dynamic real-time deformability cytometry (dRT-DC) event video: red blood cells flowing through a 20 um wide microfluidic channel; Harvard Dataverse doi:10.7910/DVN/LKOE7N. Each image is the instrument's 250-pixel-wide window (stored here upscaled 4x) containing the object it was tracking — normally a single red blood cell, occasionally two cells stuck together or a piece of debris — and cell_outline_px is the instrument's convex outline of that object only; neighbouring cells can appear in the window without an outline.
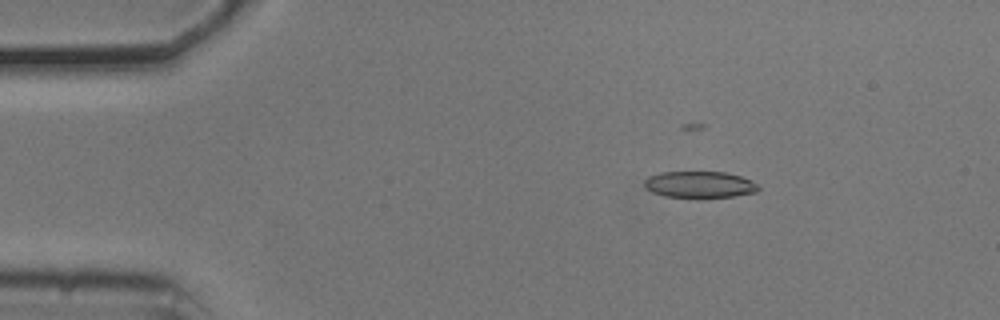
{"species": "common noctule bat (a hibernating species)", "species_latin": "Nyctalus noctula", "temperature_condition": "cold", "stored_images_in_passage": 26, "camera_frame_rate_fps": 3000, "um_per_image_px": 0.085, "animal": {"sex": "male", "body_mass_g": 20.5, "forearm_length_mm": 52.5}, "frame": {"image": 1, "passage_image": 4, "time_ms": 1.0, "image_size_px": [1000, 320], "cell_outline_px": [[760, 188], [756, 192], [736, 196], [664, 196], [652, 192], [644, 188], [644, 180], [648, 176], [660, 172], [724, 172], [740, 176], [752, 180]], "centroid_in_image_um": [59.44, 15.66], "position_along_channel_um": 25.6, "area_um2": 17.34}}
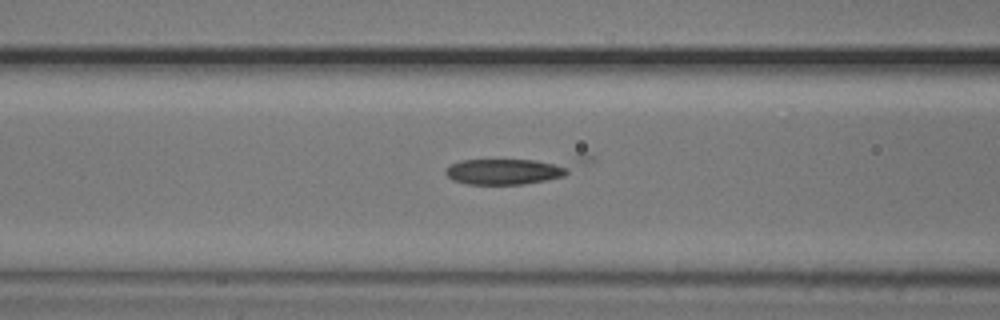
{"frame": {"image": 2, "passage_image": 17, "time_ms": 5.333, "image_size_px": [1000, 320], "cell_outline_px": [[596, 160], [564, 176], [544, 180], [520, 184], [468, 184], [452, 180], [444, 172], [452, 164], [460, 160], [576, 156], [596, 156]], "centroid_in_image_um": [43.78, 14.41], "position_along_channel_um": 122.8, "area_um2": 22.43}}
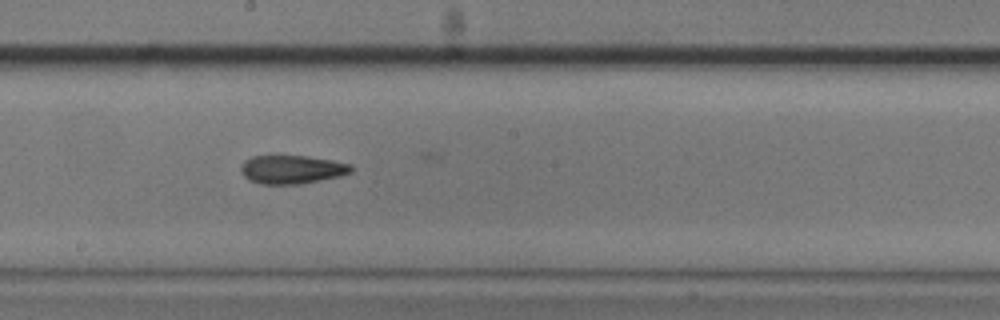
{"frame": {"image": 3, "passage_image": 25, "time_ms": 8.0, "image_size_px": [1000, 320], "cell_outline_px": [[352, 172], [340, 176], [300, 184], [260, 184], [248, 180], [240, 172], [240, 168], [244, 160], [252, 156], [308, 156], [332, 160], [352, 164]], "centroid_in_image_um": [24.79, 14.4], "position_along_channel_um": 223.4, "area_um2": 18.44}}